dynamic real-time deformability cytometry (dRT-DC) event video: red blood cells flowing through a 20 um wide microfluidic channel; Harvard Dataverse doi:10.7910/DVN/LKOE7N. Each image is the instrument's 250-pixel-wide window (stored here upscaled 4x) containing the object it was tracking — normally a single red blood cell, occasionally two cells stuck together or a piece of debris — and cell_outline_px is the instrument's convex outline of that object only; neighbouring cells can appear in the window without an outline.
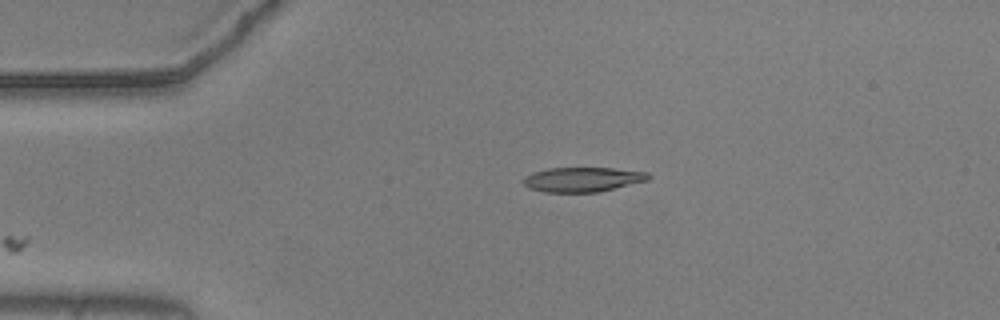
{"species": "common noctule bat (a hibernating species)", "species_latin": "Nyctalus noctula", "temperature_condition": "warm", "stored_images_in_passage": 44, "camera_frame_rate_fps": 3000, "um_per_image_px": 0.085, "animal": {"sex": "male", "body_mass_g": 20.5, "forearm_length_mm": 52.5}, "frame": {"image": 1, "passage_image": 1, "time_ms": 0.0, "image_size_px": [1000, 320], "cell_outline_px": [[652, 176], [648, 180], [600, 192], [544, 192], [528, 188], [524, 184], [524, 180], [532, 172], [548, 168], [612, 168], [648, 172]], "centroid_in_image_um": [49.56, 15.25], "position_along_channel_um": 35.4, "area_um2": 17.92}}
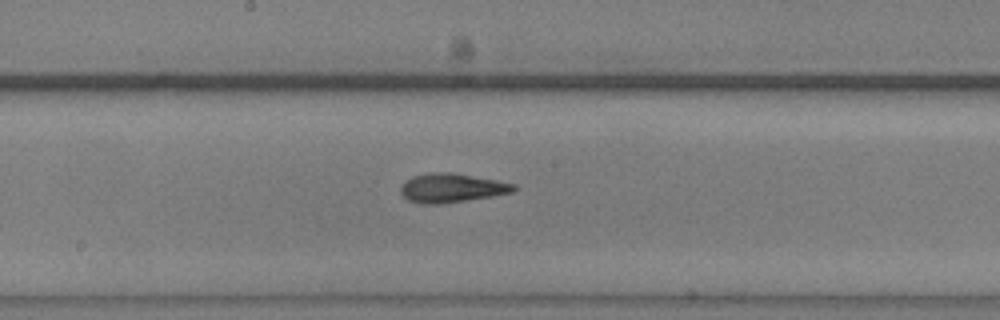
{"frame": {"image": 2, "passage_image": 18, "time_ms": 5.667, "image_size_px": [1000, 320], "cell_outline_px": [[516, 188], [512, 192], [492, 196], [440, 204], [420, 204], [408, 200], [400, 192], [400, 188], [404, 180], [412, 176], [432, 172], [452, 172], [496, 180], [516, 184]], "centroid_in_image_um": [38.35, 15.97], "position_along_channel_um": 209.9, "area_um2": 19.13}}
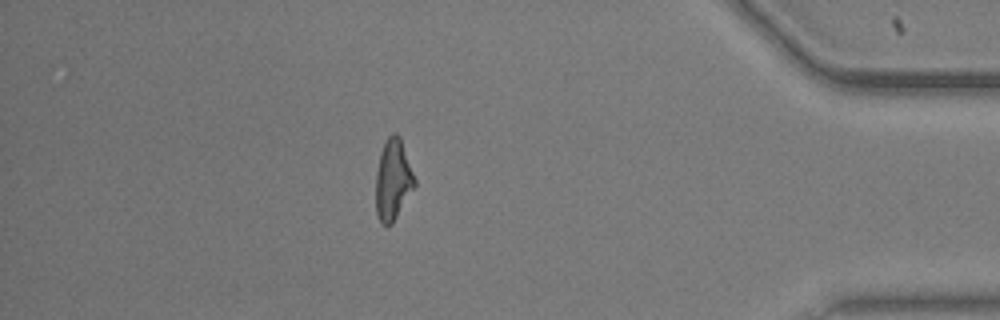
{"frame": {"image": 3, "passage_image": 37, "time_ms": 12.0, "image_size_px": [1000, 320], "cell_outline_px": [[416, 184], [392, 224], [384, 224], [380, 220], [376, 212], [376, 172], [380, 152], [388, 136], [392, 132], [396, 132], [400, 136], [416, 180]], "centroid_in_image_um": [33.41, 15.24], "position_along_channel_um": 401.8, "area_um2": 18.15}, "authors_computed_cell_mechanics": {"area_um2": 18.2937, "velocity_mm_per_s": 3.6929, "shape_relaxation_time_tau1_ms": 7.475, "shape_relaxation_time_tau2_ms": 4.0577, "deformation_change_tau1": 0.2376, "deformation_change_tau2": 0.1443}}